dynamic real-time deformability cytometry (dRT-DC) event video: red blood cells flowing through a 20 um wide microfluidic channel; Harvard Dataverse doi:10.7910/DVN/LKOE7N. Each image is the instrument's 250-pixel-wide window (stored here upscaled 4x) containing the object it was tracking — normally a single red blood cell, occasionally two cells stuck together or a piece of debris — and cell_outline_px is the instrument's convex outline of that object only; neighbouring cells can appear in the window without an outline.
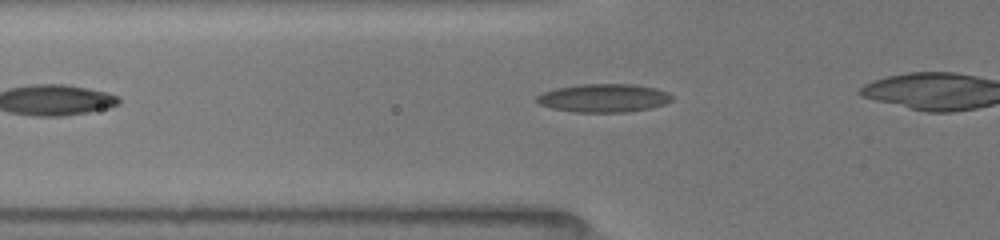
{"species": "common noctule bat (a hibernating species)", "species_latin": "Nyctalus noctula", "temperature_condition": "room temperature", "stored_images_in_passage": 16, "camera_frame_rate_fps": 3000, "um_per_image_px": 0.085, "animal": {"sex": "female", "body_mass_g": 19.5, "forearm_length_mm": 54.1}, "frame": {"image": 1, "passage_image": 2, "time_ms": 0.333, "image_size_px": [1000, 240], "cell_outline_px": [[672, 100], [664, 104], [652, 108], [628, 112], [572, 112], [552, 108], [540, 104], [532, 100], [536, 96], [544, 92], [556, 88], [580, 84], [632, 84], [656, 88], [668, 92], [672, 96]], "centroid_in_image_um": [51.3, 8.33], "position_along_channel_um": 74.5, "area_um2": 22.48}}
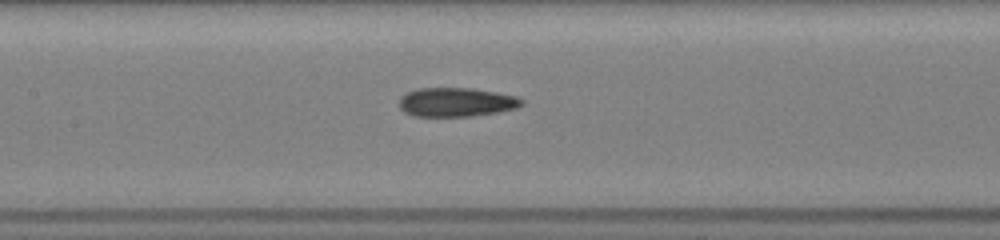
{"frame": {"image": 2, "passage_image": 11, "time_ms": 2.667, "image_size_px": [1000, 240], "cell_outline_px": [[524, 104], [516, 108], [496, 112], [472, 116], [412, 116], [404, 112], [400, 108], [400, 96], [408, 92], [420, 88], [472, 88], [496, 92], [516, 96], [524, 100]], "centroid_in_image_um": [38.79, 8.68], "position_along_channel_um": 168.6, "area_um2": 20.69}}
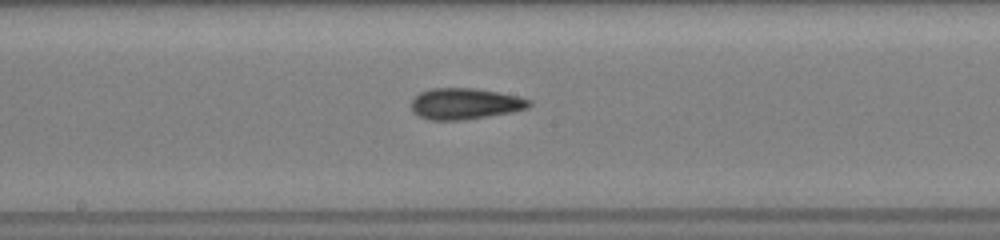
{"frame": {"image": 3, "passage_image": 14, "time_ms": 3.667, "image_size_px": [1000, 240], "cell_outline_px": [[532, 104], [528, 108], [512, 112], [464, 120], [428, 120], [412, 112], [412, 100], [420, 92], [432, 88], [476, 88], [516, 96], [532, 100]], "centroid_in_image_um": [39.53, 8.82], "position_along_channel_um": 208.7, "area_um2": 21.39}}